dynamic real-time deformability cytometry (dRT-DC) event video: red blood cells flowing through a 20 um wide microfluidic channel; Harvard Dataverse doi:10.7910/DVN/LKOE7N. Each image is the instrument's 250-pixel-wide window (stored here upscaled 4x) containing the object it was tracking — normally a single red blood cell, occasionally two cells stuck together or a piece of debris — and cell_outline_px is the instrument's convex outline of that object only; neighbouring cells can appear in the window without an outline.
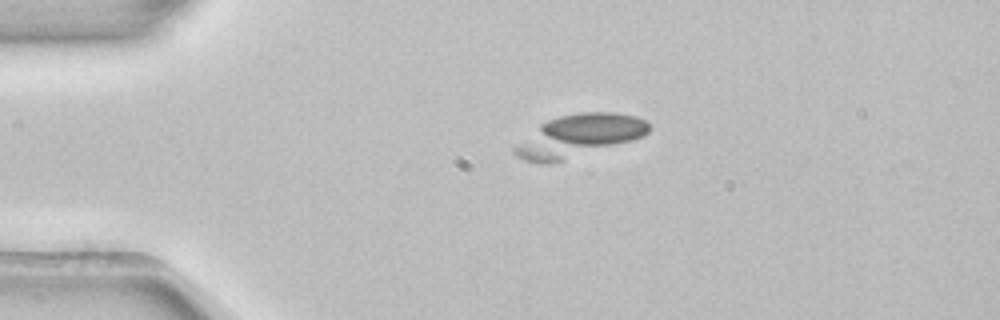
{"species": "common noctule bat (a hibernating species)", "species_latin": "Nyctalus noctula", "temperature_condition": "room temperature", "stored_images_in_passage": 8, "camera_frame_rate_fps": 3000, "um_per_image_px": 0.085, "animal": {"sex": "female", "body_mass_g": 22.7, "forearm_length_mm": 54.2}, "frame": {"image": 1, "passage_image": 4, "time_ms": 1.0, "image_size_px": [1000, 320], "cell_outline_px": [[652, 128], [644, 136], [632, 140], [564, 160], [548, 164], [536, 164], [524, 160], [516, 156], [512, 152], [512, 148], [516, 144], [540, 124], [548, 120], [560, 116], [580, 112], [612, 112], [636, 116], [644, 120]], "centroid_in_image_um": [49.16, 11.55], "position_along_channel_um": 35.8, "area_um2": 33.0}}